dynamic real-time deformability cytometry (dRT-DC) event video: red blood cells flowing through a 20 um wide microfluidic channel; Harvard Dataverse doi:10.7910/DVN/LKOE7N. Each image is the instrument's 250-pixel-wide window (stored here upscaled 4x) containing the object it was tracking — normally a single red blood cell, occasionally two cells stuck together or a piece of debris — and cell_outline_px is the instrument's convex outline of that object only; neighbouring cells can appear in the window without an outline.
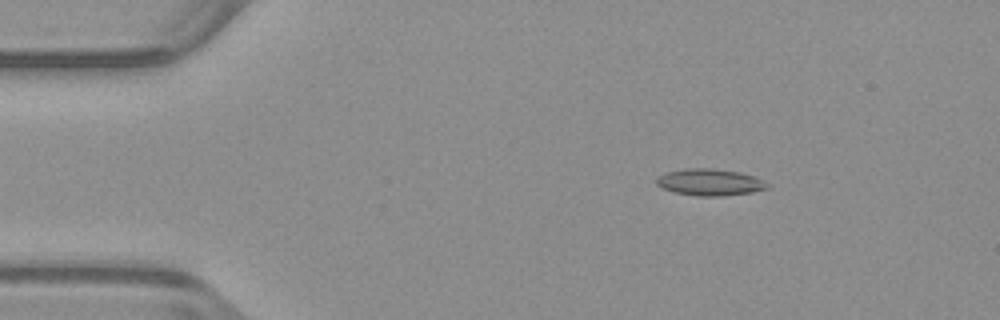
{"species": "common noctule bat (a hibernating species)", "species_latin": "Nyctalus noctula", "temperature_condition": "warm", "stored_images_in_passage": 52, "camera_frame_rate_fps": 3000, "um_per_image_px": 0.085, "animal": {"sex": "male", "body_mass_g": 23.1, "forearm_length_mm": 52.7}, "frame": {"image": 1, "passage_image": 8, "time_ms": 2.333, "image_size_px": [1000, 320], "cell_outline_px": [[768, 188], [752, 192], [720, 196], [696, 196], [676, 192], [664, 188], [656, 184], [656, 176], [664, 172], [684, 168], [712, 168], [740, 172], [752, 176], [768, 184]], "centroid_in_image_um": [60.27, 15.48], "position_along_channel_um": 24.7, "area_um2": 17.17}}
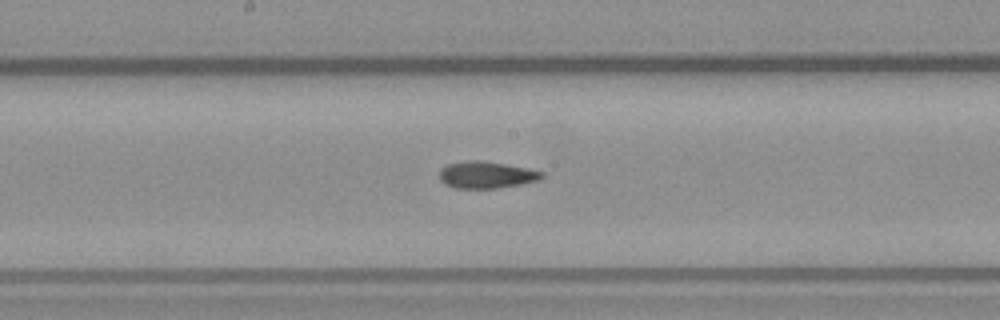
{"frame": {"image": 2, "passage_image": 27, "time_ms": 8.667, "image_size_px": [1000, 320], "cell_outline_px": [[544, 176], [540, 180], [520, 184], [496, 188], [456, 188], [444, 184], [440, 180], [440, 168], [448, 164], [468, 160], [480, 160], [504, 164], [544, 172]], "centroid_in_image_um": [41.31, 14.86], "position_along_channel_um": 206.9, "area_um2": 15.9}}
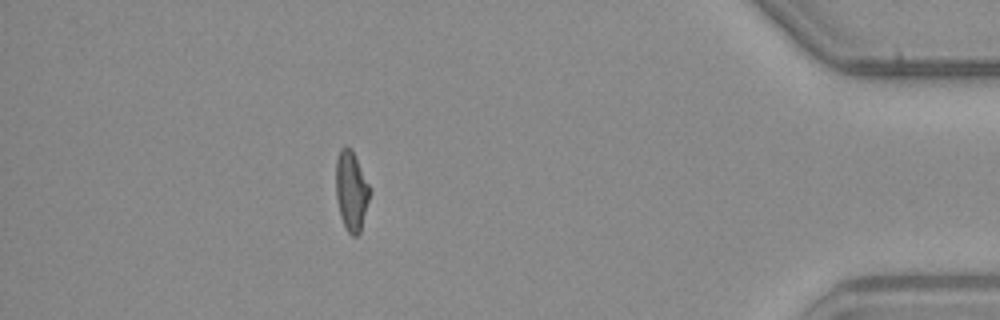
{"frame": {"image": 3, "passage_image": 46, "time_ms": 15.0, "image_size_px": [1000, 320], "cell_outline_px": [[372, 188], [360, 232], [356, 236], [352, 236], [348, 232], [340, 216], [336, 196], [336, 160], [340, 148], [344, 144], [352, 148]], "centroid_in_image_um": [29.88, 16.16], "position_along_channel_um": 405.3, "area_um2": 16.07}, "authors_computed_cell_mechanics": {"area_um2": 16.0684, "velocity_mm_per_s": 3.9685, "shape_relaxation_time_tau1_ms": null, "shape_relaxation_time_tau2_ms": 4.0808, "deformation_change_tau1": null, "deformation_change_tau2": 0.118}}